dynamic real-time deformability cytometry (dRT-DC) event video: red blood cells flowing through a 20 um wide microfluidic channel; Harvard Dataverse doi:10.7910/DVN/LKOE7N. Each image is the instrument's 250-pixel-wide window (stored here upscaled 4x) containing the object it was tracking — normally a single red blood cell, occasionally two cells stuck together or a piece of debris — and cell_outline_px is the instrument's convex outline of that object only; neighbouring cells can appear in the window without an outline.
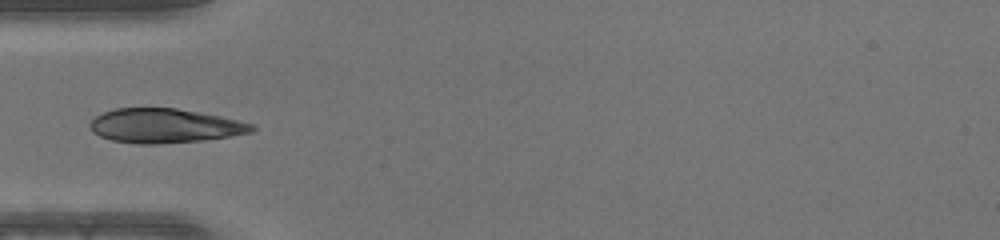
{"species": "human", "species_latin": "Homo sapiens", "temperature_condition": "warm", "stored_images_in_passage": 33, "camera_frame_rate_fps": 3000, "um_per_image_px": 0.085, "donor": {"sex": "male"}, "frame": {"image": 1, "passage_image": 1, "time_ms": 0.0, "image_size_px": [1000, 240], "cell_outline_px": [[256, 128], [252, 132], [204, 140], [156, 144], [136, 144], [112, 140], [100, 136], [92, 132], [88, 128], [88, 124], [96, 116], [104, 112], [116, 108], [176, 108], [220, 116], [252, 124]], "centroid_in_image_um": [13.94, 10.69], "position_along_channel_um": 71.1, "area_um2": 32.19}}
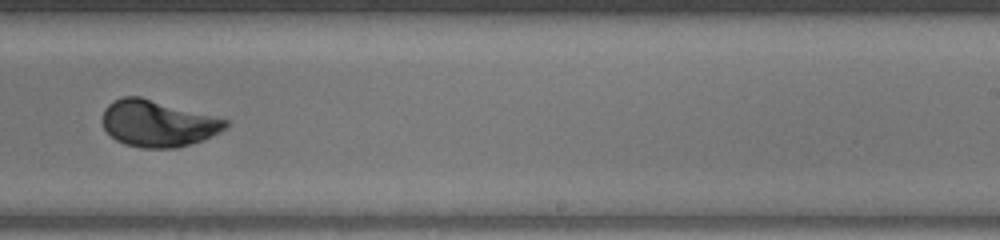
{"frame": {"image": 2, "passage_image": 15, "time_ms": 4.667, "image_size_px": [1000, 240], "cell_outline_px": [[228, 128], [204, 140], [176, 148], [140, 148], [124, 144], [116, 140], [104, 128], [100, 120], [104, 108], [112, 100], [124, 96], [140, 96], [228, 120]], "centroid_in_image_um": [13.38, 10.5], "position_along_channel_um": 275.6, "area_um2": 33.58}}
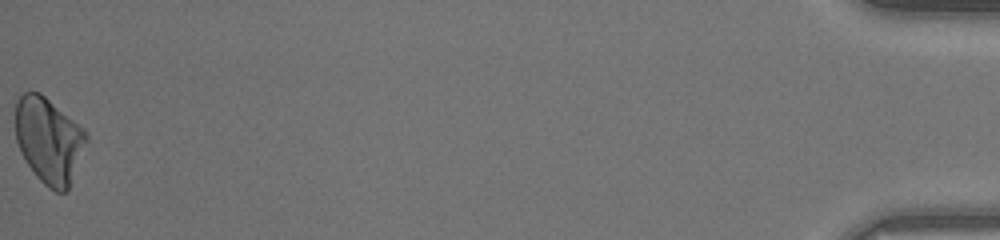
{"frame": {"image": 3, "passage_image": 33, "time_ms": 10.667, "image_size_px": [1000, 240], "cell_outline_px": [[88, 140], [68, 192], [56, 192], [48, 188], [36, 176], [24, 160], [20, 152], [16, 140], [16, 100], [24, 92], [40, 92], [84, 128], [88, 132]], "centroid_in_image_um": [4.17, 11.95], "position_along_channel_um": 431.0, "area_um2": 35.78}}